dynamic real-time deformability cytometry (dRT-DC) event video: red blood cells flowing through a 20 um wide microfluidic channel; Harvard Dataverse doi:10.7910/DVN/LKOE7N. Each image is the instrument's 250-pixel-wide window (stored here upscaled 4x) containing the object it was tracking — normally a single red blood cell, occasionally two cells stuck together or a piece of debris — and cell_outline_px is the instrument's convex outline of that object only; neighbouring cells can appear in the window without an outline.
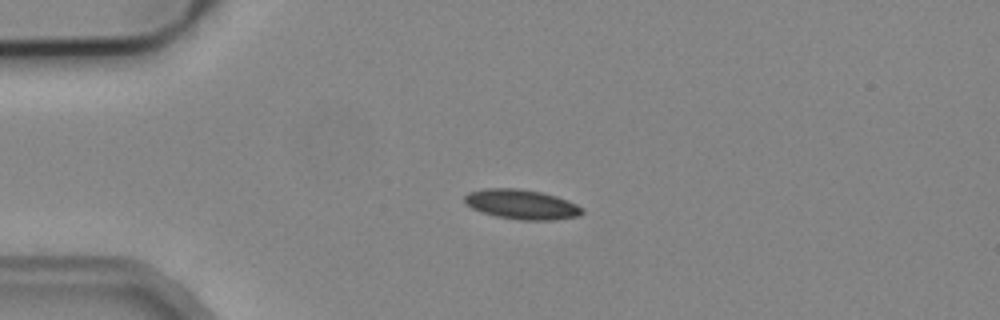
{"species": "common noctule bat (a hibernating species)", "species_latin": "Nyctalus noctula", "temperature_condition": "cold", "stored_images_in_passage": 2, "camera_frame_rate_fps": 3000, "um_per_image_px": 0.085, "animal": {"sex": "male", "body_mass_g": 19.2, "forearm_length_mm": 51.8}, "frame": {"image": 1, "passage_image": 1, "time_ms": 0.0, "image_size_px": [1000, 320], "cell_outline_px": [[584, 212], [580, 216], [552, 220], [524, 220], [496, 216], [472, 208], [464, 200], [464, 196], [468, 192], [484, 188], [520, 188], [540, 192], [556, 196], [576, 204], [584, 208]], "centroid_in_image_um": [44.36, 17.36], "position_along_channel_um": 40.6, "area_um2": 20.29}}